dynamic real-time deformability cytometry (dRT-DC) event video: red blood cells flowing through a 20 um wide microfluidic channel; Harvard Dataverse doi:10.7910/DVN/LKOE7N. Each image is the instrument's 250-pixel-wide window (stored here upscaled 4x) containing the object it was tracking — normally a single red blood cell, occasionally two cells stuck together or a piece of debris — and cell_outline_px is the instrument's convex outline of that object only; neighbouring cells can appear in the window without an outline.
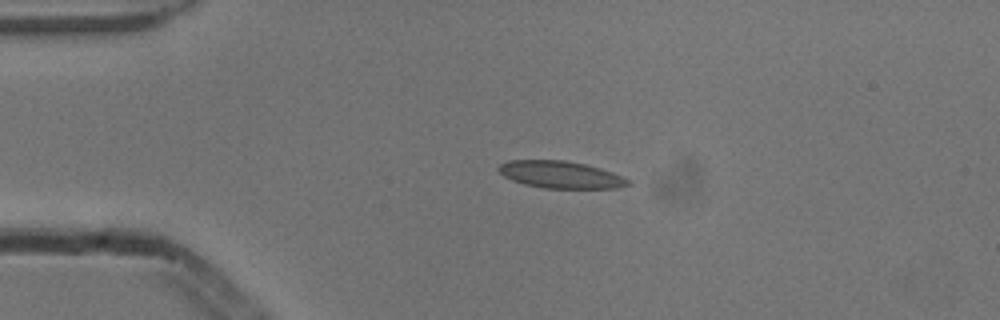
{"species": "common noctule bat (a hibernating species)", "species_latin": "Nyctalus noctula", "temperature_condition": "cold", "stored_images_in_passage": 4, "camera_frame_rate_fps": 3000, "um_per_image_px": 0.085, "animal": {"sex": "male", "body_mass_g": 13.3}, "frame": {"image": 1, "passage_image": 3, "time_ms": 0.667, "image_size_px": [1000, 320], "cell_outline_px": [[632, 184], [620, 188], [544, 188], [524, 184], [512, 180], [504, 176], [496, 168], [500, 164], [508, 160], [564, 160], [584, 164], [600, 168], [612, 172], [632, 180]], "centroid_in_image_um": [47.68, 14.85], "position_along_channel_um": 37.3, "area_um2": 20.58}}